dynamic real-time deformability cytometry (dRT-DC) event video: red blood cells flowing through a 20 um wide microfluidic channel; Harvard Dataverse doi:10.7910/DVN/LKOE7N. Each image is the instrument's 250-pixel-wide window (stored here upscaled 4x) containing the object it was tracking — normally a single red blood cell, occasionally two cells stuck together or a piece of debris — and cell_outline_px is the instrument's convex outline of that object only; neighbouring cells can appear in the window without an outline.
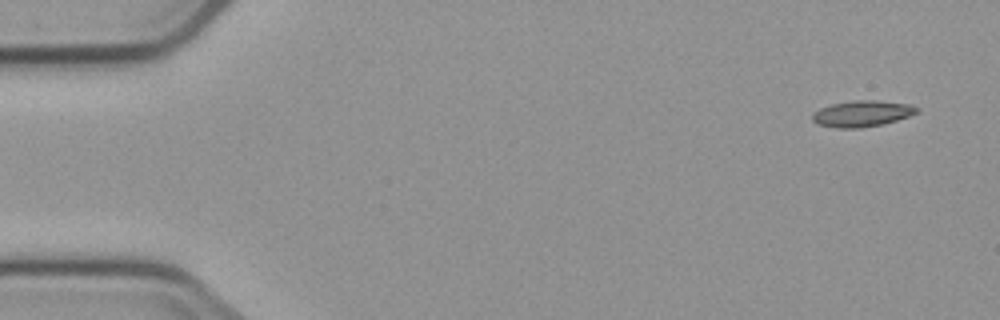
{"species": "common noctule bat (a hibernating species)", "species_latin": "Nyctalus noctula", "temperature_condition": "cold", "stored_images_in_passage": 3, "camera_frame_rate_fps": 3000, "um_per_image_px": 0.085, "animal": {"sex": "male", "body_mass_g": 23.1, "forearm_length_mm": 52.7}, "frame": {"image": 1, "passage_image": 1, "time_ms": 0.0, "image_size_px": [1000, 320], "cell_outline_px": [[920, 108], [916, 112], [908, 116], [884, 124], [860, 128], [836, 128], [816, 124], [812, 120], [812, 112], [820, 108], [832, 104], [856, 100], [876, 100], [912, 104]], "centroid_in_image_um": [73.26, 9.66], "position_along_channel_um": 11.7, "area_um2": 16.01}}